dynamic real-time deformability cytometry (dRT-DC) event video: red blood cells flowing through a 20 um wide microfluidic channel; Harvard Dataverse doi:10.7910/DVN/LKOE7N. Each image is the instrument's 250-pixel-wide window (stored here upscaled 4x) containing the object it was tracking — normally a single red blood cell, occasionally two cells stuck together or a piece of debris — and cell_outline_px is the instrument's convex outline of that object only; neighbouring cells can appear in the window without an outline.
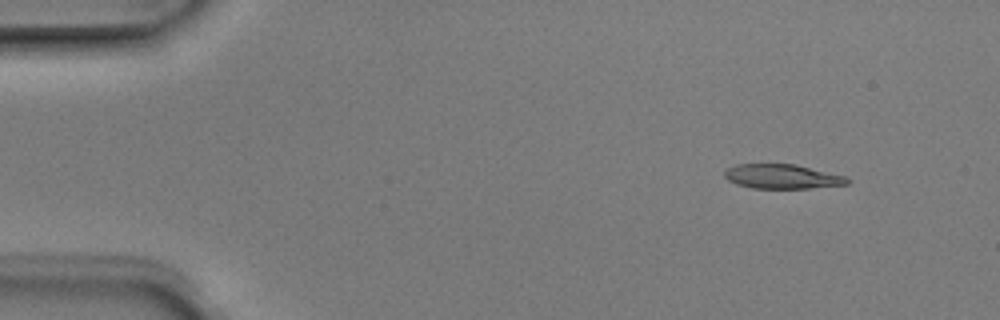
{"species": "Egyptian fruit bat (a non-hibernating species)", "species_latin": "Rousettus aegyptiacus", "temperature_condition": "room temperature", "stored_images_in_passage": 5, "camera_frame_rate_fps": 3000, "um_per_image_px": 0.085, "animal": {"sex": "male"}, "frame": {"image": 1, "passage_image": 2, "time_ms": 0.333, "image_size_px": [1000, 320], "cell_outline_px": [[852, 180], [848, 184], [808, 188], [752, 188], [736, 184], [728, 180], [724, 176], [724, 172], [728, 168], [736, 164], [796, 164], [848, 176]], "centroid_in_image_um": [66.53, 15.0], "position_along_channel_um": 18.5, "area_um2": 17.63}}
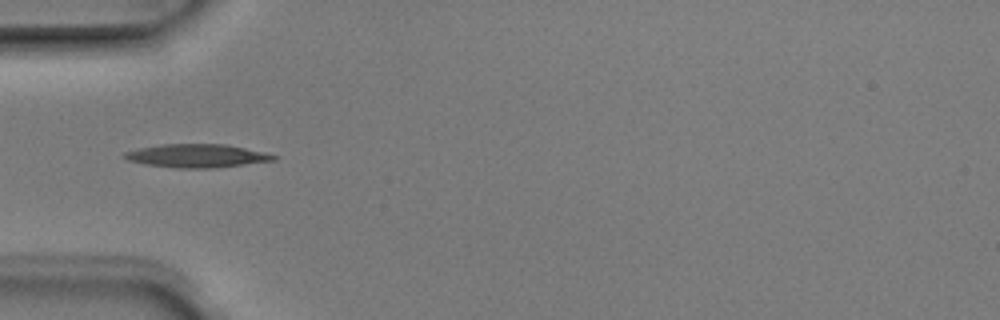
{"frame": {"image": 2, "passage_image": 5, "time_ms": 1.333, "image_size_px": [1000, 320], "cell_outline_px": [[276, 160], [212, 168], [176, 168], [144, 164], [128, 160], [120, 156], [124, 152], [136, 148], [164, 144], [224, 144], [264, 152], [276, 156]], "centroid_in_image_um": [16.65, 13.24], "position_along_channel_um": 68.4, "area_um2": 20.23}}